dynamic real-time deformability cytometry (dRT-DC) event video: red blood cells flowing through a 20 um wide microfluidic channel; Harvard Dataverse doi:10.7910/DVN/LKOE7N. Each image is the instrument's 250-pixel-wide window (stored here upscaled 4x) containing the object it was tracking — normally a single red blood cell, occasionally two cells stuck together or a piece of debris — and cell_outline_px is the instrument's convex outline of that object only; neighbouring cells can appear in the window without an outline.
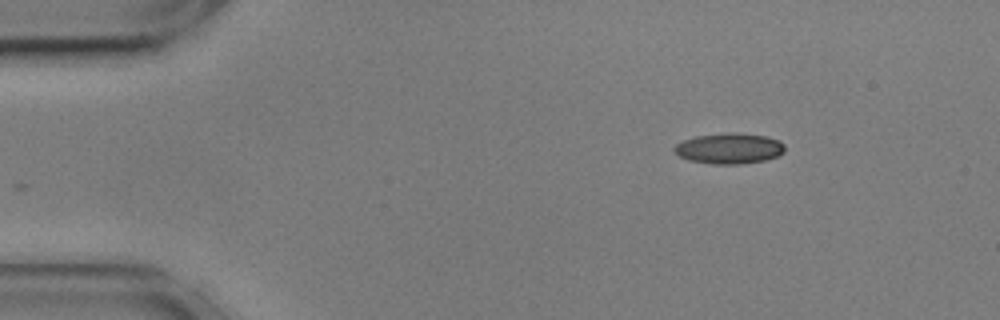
{"species": "common noctule bat (a hibernating species)", "species_latin": "Nyctalus noctula", "temperature_condition": "cold", "stored_images_in_passage": 49, "camera_frame_rate_fps": 3000, "um_per_image_px": 0.085, "animal": {"sex": "male", "body_mass_g": 17.9, "forearm_length_mm": 54.2}, "frame": {"image": 1, "passage_image": 1, "time_ms": 0.0, "image_size_px": [1000, 320], "cell_outline_px": [[784, 152], [776, 156], [764, 160], [740, 164], [712, 164], [688, 160], [680, 156], [672, 148], [676, 144], [684, 140], [696, 136], [728, 132], [736, 132], [768, 136], [780, 140], [784, 144]], "centroid_in_image_um": [62.0, 12.6], "position_along_channel_um": 23.0, "area_um2": 19.83}}
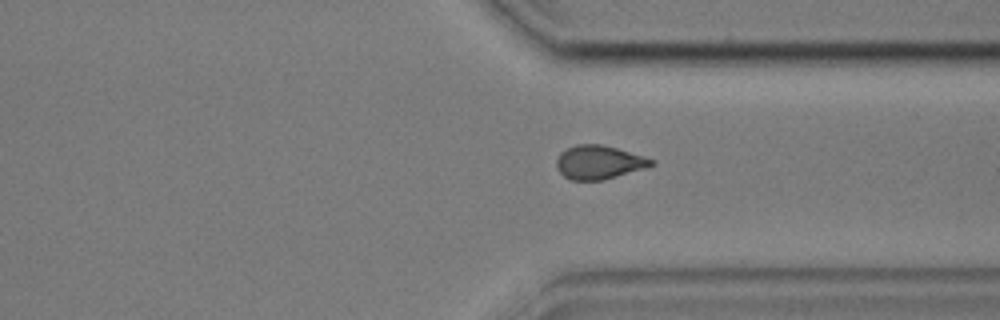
{"frame": {"image": 2, "passage_image": 35, "time_ms": 11.333, "image_size_px": [1000, 320], "cell_outline_px": [[656, 164], [644, 168], [604, 180], [572, 180], [564, 176], [556, 168], [556, 160], [560, 152], [576, 144], [600, 144], [616, 148], [644, 156], [656, 160]], "centroid_in_image_um": [50.91, 13.79], "position_along_channel_um": 360.5, "area_um2": 18.61}}
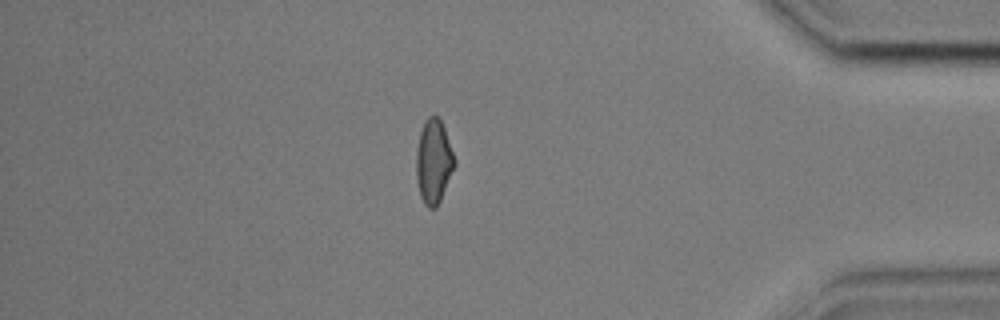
{"frame": {"image": 3, "passage_image": 41, "time_ms": 13.333, "image_size_px": [1000, 320], "cell_outline_px": [[456, 164], [440, 200], [436, 208], [428, 208], [424, 204], [420, 196], [416, 180], [416, 148], [420, 132], [424, 120], [428, 116], [436, 116], [440, 120], [444, 128], [456, 160]], "centroid_in_image_um": [36.84, 13.74], "position_along_channel_um": 398.4, "area_um2": 18.84}, "authors_computed_cell_mechanics": {"area_um2": 18.8428, "velocity_mm_per_s": 3.5978, "shape_relaxation_time_tau1_ms": null, "shape_relaxation_time_tau2_ms": 2.1267, "deformation_change_tau1": null, "deformation_change_tau2": 0.0675}}